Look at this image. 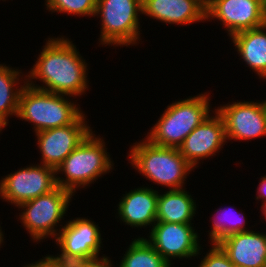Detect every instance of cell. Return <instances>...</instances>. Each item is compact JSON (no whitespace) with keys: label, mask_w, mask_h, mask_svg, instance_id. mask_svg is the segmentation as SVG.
I'll use <instances>...</instances> for the list:
<instances>
[{"label":"cell","mask_w":266,"mask_h":267,"mask_svg":"<svg viewBox=\"0 0 266 267\" xmlns=\"http://www.w3.org/2000/svg\"><path fill=\"white\" fill-rule=\"evenodd\" d=\"M60 251L57 255H49L56 267H89L94 261L91 256L74 255L62 249Z\"/></svg>","instance_id":"obj_24"},{"label":"cell","mask_w":266,"mask_h":267,"mask_svg":"<svg viewBox=\"0 0 266 267\" xmlns=\"http://www.w3.org/2000/svg\"><path fill=\"white\" fill-rule=\"evenodd\" d=\"M72 196L74 195L70 191L57 187L52 192L38 196L17 207L22 211L17 217L33 242L38 243L46 238L57 237L61 230V228L56 229L57 225L66 216Z\"/></svg>","instance_id":"obj_7"},{"label":"cell","mask_w":266,"mask_h":267,"mask_svg":"<svg viewBox=\"0 0 266 267\" xmlns=\"http://www.w3.org/2000/svg\"><path fill=\"white\" fill-rule=\"evenodd\" d=\"M262 178H260V182H259V187H257V196H256V200L260 201L259 199H261V203L262 205L260 206L261 208L263 206L266 205V175L261 176Z\"/></svg>","instance_id":"obj_26"},{"label":"cell","mask_w":266,"mask_h":267,"mask_svg":"<svg viewBox=\"0 0 266 267\" xmlns=\"http://www.w3.org/2000/svg\"><path fill=\"white\" fill-rule=\"evenodd\" d=\"M23 267H56V264L47 254V256L42 257V259L33 263L31 262V264H26L25 266L23 265Z\"/></svg>","instance_id":"obj_27"},{"label":"cell","mask_w":266,"mask_h":267,"mask_svg":"<svg viewBox=\"0 0 266 267\" xmlns=\"http://www.w3.org/2000/svg\"><path fill=\"white\" fill-rule=\"evenodd\" d=\"M26 81V75L18 68L0 64V128L3 130L9 124L8 117L17 116L20 92Z\"/></svg>","instance_id":"obj_20"},{"label":"cell","mask_w":266,"mask_h":267,"mask_svg":"<svg viewBox=\"0 0 266 267\" xmlns=\"http://www.w3.org/2000/svg\"><path fill=\"white\" fill-rule=\"evenodd\" d=\"M142 14L165 24L190 25L206 21V8L198 0H146Z\"/></svg>","instance_id":"obj_17"},{"label":"cell","mask_w":266,"mask_h":267,"mask_svg":"<svg viewBox=\"0 0 266 267\" xmlns=\"http://www.w3.org/2000/svg\"><path fill=\"white\" fill-rule=\"evenodd\" d=\"M130 146L128 161L140 175L168 190L185 188L187 176L194 168L178 148L157 146L146 138Z\"/></svg>","instance_id":"obj_2"},{"label":"cell","mask_w":266,"mask_h":267,"mask_svg":"<svg viewBox=\"0 0 266 267\" xmlns=\"http://www.w3.org/2000/svg\"><path fill=\"white\" fill-rule=\"evenodd\" d=\"M136 1H138L142 5L146 0H136Z\"/></svg>","instance_id":"obj_32"},{"label":"cell","mask_w":266,"mask_h":267,"mask_svg":"<svg viewBox=\"0 0 266 267\" xmlns=\"http://www.w3.org/2000/svg\"><path fill=\"white\" fill-rule=\"evenodd\" d=\"M152 187H138L125 192L117 205V217L130 227L151 228L156 223L158 190ZM122 220V221H121Z\"/></svg>","instance_id":"obj_15"},{"label":"cell","mask_w":266,"mask_h":267,"mask_svg":"<svg viewBox=\"0 0 266 267\" xmlns=\"http://www.w3.org/2000/svg\"><path fill=\"white\" fill-rule=\"evenodd\" d=\"M72 42L65 36L48 38L35 64L26 74L27 84L73 99L86 94L89 90L88 64ZM36 80L43 84H36Z\"/></svg>","instance_id":"obj_1"},{"label":"cell","mask_w":266,"mask_h":267,"mask_svg":"<svg viewBox=\"0 0 266 267\" xmlns=\"http://www.w3.org/2000/svg\"><path fill=\"white\" fill-rule=\"evenodd\" d=\"M210 100L209 93L204 92L172 102L145 138L157 146L179 148L185 138L213 114Z\"/></svg>","instance_id":"obj_4"},{"label":"cell","mask_w":266,"mask_h":267,"mask_svg":"<svg viewBox=\"0 0 266 267\" xmlns=\"http://www.w3.org/2000/svg\"><path fill=\"white\" fill-rule=\"evenodd\" d=\"M83 113L74 123L35 133L41 153L40 164L55 170L92 132Z\"/></svg>","instance_id":"obj_11"},{"label":"cell","mask_w":266,"mask_h":267,"mask_svg":"<svg viewBox=\"0 0 266 267\" xmlns=\"http://www.w3.org/2000/svg\"><path fill=\"white\" fill-rule=\"evenodd\" d=\"M70 98L30 87L26 83L20 92L16 117L31 123L35 133L67 126L84 113L78 107L80 105Z\"/></svg>","instance_id":"obj_5"},{"label":"cell","mask_w":266,"mask_h":267,"mask_svg":"<svg viewBox=\"0 0 266 267\" xmlns=\"http://www.w3.org/2000/svg\"><path fill=\"white\" fill-rule=\"evenodd\" d=\"M235 266L266 267L264 232L243 231L217 243Z\"/></svg>","instance_id":"obj_16"},{"label":"cell","mask_w":266,"mask_h":267,"mask_svg":"<svg viewBox=\"0 0 266 267\" xmlns=\"http://www.w3.org/2000/svg\"><path fill=\"white\" fill-rule=\"evenodd\" d=\"M235 210V207L231 205L227 208L220 207L215 210L216 214H214L212 218V227L210 228L211 230L208 231L209 240L211 241L210 244H217L219 241L232 234L250 231V227H245L247 219L245 218L244 212L241 211V213H239L237 210L235 212Z\"/></svg>","instance_id":"obj_22"},{"label":"cell","mask_w":266,"mask_h":267,"mask_svg":"<svg viewBox=\"0 0 266 267\" xmlns=\"http://www.w3.org/2000/svg\"><path fill=\"white\" fill-rule=\"evenodd\" d=\"M242 61L259 79L266 80V23L263 26L238 32L230 37Z\"/></svg>","instance_id":"obj_18"},{"label":"cell","mask_w":266,"mask_h":267,"mask_svg":"<svg viewBox=\"0 0 266 267\" xmlns=\"http://www.w3.org/2000/svg\"><path fill=\"white\" fill-rule=\"evenodd\" d=\"M132 240L118 267H171L145 237Z\"/></svg>","instance_id":"obj_21"},{"label":"cell","mask_w":266,"mask_h":267,"mask_svg":"<svg viewBox=\"0 0 266 267\" xmlns=\"http://www.w3.org/2000/svg\"><path fill=\"white\" fill-rule=\"evenodd\" d=\"M264 236H265V248H266V232H264Z\"/></svg>","instance_id":"obj_33"},{"label":"cell","mask_w":266,"mask_h":267,"mask_svg":"<svg viewBox=\"0 0 266 267\" xmlns=\"http://www.w3.org/2000/svg\"><path fill=\"white\" fill-rule=\"evenodd\" d=\"M141 14L142 5L136 0H97L95 16L101 21L99 45H138Z\"/></svg>","instance_id":"obj_6"},{"label":"cell","mask_w":266,"mask_h":267,"mask_svg":"<svg viewBox=\"0 0 266 267\" xmlns=\"http://www.w3.org/2000/svg\"><path fill=\"white\" fill-rule=\"evenodd\" d=\"M2 227H1V225H0V248H2L1 247V245L3 244V242H4V232L2 231V229H1Z\"/></svg>","instance_id":"obj_30"},{"label":"cell","mask_w":266,"mask_h":267,"mask_svg":"<svg viewBox=\"0 0 266 267\" xmlns=\"http://www.w3.org/2000/svg\"><path fill=\"white\" fill-rule=\"evenodd\" d=\"M92 131L59 165L56 171L57 186L70 191L90 187L98 178L114 170V161L107 152L105 140ZM64 175L60 177L58 175Z\"/></svg>","instance_id":"obj_3"},{"label":"cell","mask_w":266,"mask_h":267,"mask_svg":"<svg viewBox=\"0 0 266 267\" xmlns=\"http://www.w3.org/2000/svg\"><path fill=\"white\" fill-rule=\"evenodd\" d=\"M261 214L264 216V218H265V220H266V205L265 206H263L261 209Z\"/></svg>","instance_id":"obj_31"},{"label":"cell","mask_w":266,"mask_h":267,"mask_svg":"<svg viewBox=\"0 0 266 267\" xmlns=\"http://www.w3.org/2000/svg\"><path fill=\"white\" fill-rule=\"evenodd\" d=\"M108 256L102 255V258L94 260L89 267H114L113 262Z\"/></svg>","instance_id":"obj_28"},{"label":"cell","mask_w":266,"mask_h":267,"mask_svg":"<svg viewBox=\"0 0 266 267\" xmlns=\"http://www.w3.org/2000/svg\"><path fill=\"white\" fill-rule=\"evenodd\" d=\"M57 187L54 168L31 164L1 178L0 197L3 201L19 207L22 203L48 194Z\"/></svg>","instance_id":"obj_8"},{"label":"cell","mask_w":266,"mask_h":267,"mask_svg":"<svg viewBox=\"0 0 266 267\" xmlns=\"http://www.w3.org/2000/svg\"><path fill=\"white\" fill-rule=\"evenodd\" d=\"M258 101H235L217 107L216 111L225 124L227 141H248L266 136V102Z\"/></svg>","instance_id":"obj_10"},{"label":"cell","mask_w":266,"mask_h":267,"mask_svg":"<svg viewBox=\"0 0 266 267\" xmlns=\"http://www.w3.org/2000/svg\"><path fill=\"white\" fill-rule=\"evenodd\" d=\"M214 110L212 111L214 116L210 115L200 123L178 148L180 154L193 168L199 167L201 160L208 158L210 160V157L219 153L227 143L223 118L216 108Z\"/></svg>","instance_id":"obj_13"},{"label":"cell","mask_w":266,"mask_h":267,"mask_svg":"<svg viewBox=\"0 0 266 267\" xmlns=\"http://www.w3.org/2000/svg\"><path fill=\"white\" fill-rule=\"evenodd\" d=\"M220 21L232 35L263 26L266 23V4L261 0H215L206 8V21Z\"/></svg>","instance_id":"obj_12"},{"label":"cell","mask_w":266,"mask_h":267,"mask_svg":"<svg viewBox=\"0 0 266 267\" xmlns=\"http://www.w3.org/2000/svg\"><path fill=\"white\" fill-rule=\"evenodd\" d=\"M184 189L158 192L156 221L178 224H193L196 200Z\"/></svg>","instance_id":"obj_19"},{"label":"cell","mask_w":266,"mask_h":267,"mask_svg":"<svg viewBox=\"0 0 266 267\" xmlns=\"http://www.w3.org/2000/svg\"><path fill=\"white\" fill-rule=\"evenodd\" d=\"M46 9L51 12L67 13L78 16H94L97 0H45Z\"/></svg>","instance_id":"obj_23"},{"label":"cell","mask_w":266,"mask_h":267,"mask_svg":"<svg viewBox=\"0 0 266 267\" xmlns=\"http://www.w3.org/2000/svg\"><path fill=\"white\" fill-rule=\"evenodd\" d=\"M192 225L156 221L145 239L170 265L171 259L190 260L201 255L203 249L199 233Z\"/></svg>","instance_id":"obj_9"},{"label":"cell","mask_w":266,"mask_h":267,"mask_svg":"<svg viewBox=\"0 0 266 267\" xmlns=\"http://www.w3.org/2000/svg\"><path fill=\"white\" fill-rule=\"evenodd\" d=\"M211 248L201 258L198 267H233L234 264L217 244H210Z\"/></svg>","instance_id":"obj_25"},{"label":"cell","mask_w":266,"mask_h":267,"mask_svg":"<svg viewBox=\"0 0 266 267\" xmlns=\"http://www.w3.org/2000/svg\"><path fill=\"white\" fill-rule=\"evenodd\" d=\"M205 8H207L215 0H198Z\"/></svg>","instance_id":"obj_29"},{"label":"cell","mask_w":266,"mask_h":267,"mask_svg":"<svg viewBox=\"0 0 266 267\" xmlns=\"http://www.w3.org/2000/svg\"><path fill=\"white\" fill-rule=\"evenodd\" d=\"M98 225L92 219L81 217L67 221L64 226L59 225L61 230L54 239L57 248L74 255L91 256L94 260L102 258L99 254L103 238Z\"/></svg>","instance_id":"obj_14"}]
</instances>
